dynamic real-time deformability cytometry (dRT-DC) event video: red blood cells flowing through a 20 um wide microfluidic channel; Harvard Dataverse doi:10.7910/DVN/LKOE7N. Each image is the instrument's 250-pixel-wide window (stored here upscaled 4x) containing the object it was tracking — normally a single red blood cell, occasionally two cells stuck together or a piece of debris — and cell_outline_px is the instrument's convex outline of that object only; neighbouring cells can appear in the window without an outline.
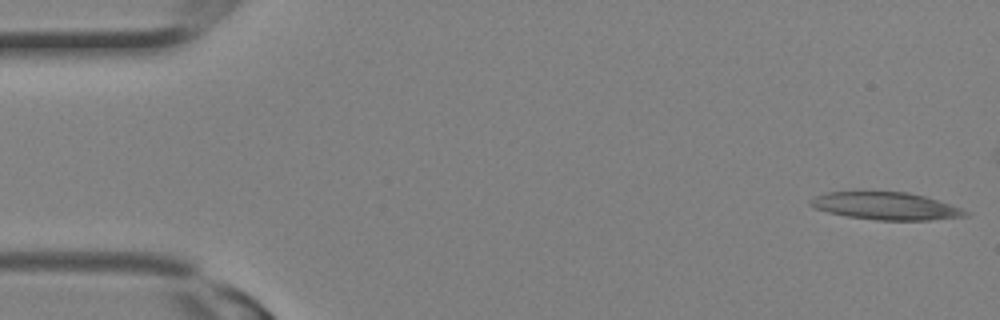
{"species": "Egyptian fruit bat (a non-hibernating species)", "species_latin": "Rousettus aegyptiacus", "temperature_condition": "room temperature", "stored_images_in_passage": 14, "camera_frame_rate_fps": 3000, "um_per_image_px": 0.085, "animal": {"sex": "female"}, "frame": {"image": 1, "passage_image": 1, "time_ms": 0.0, "image_size_px": [1000, 320], "cell_outline_px": [[972, 212], [968, 216], [928, 220], [876, 220], [848, 216], [828, 212], [816, 208], [808, 204], [808, 200], [816, 196], [828, 192], [908, 192], [924, 196], [964, 208]], "centroid_in_image_um": [75.36, 17.51], "position_along_channel_um": 9.6, "area_um2": 24.8}}
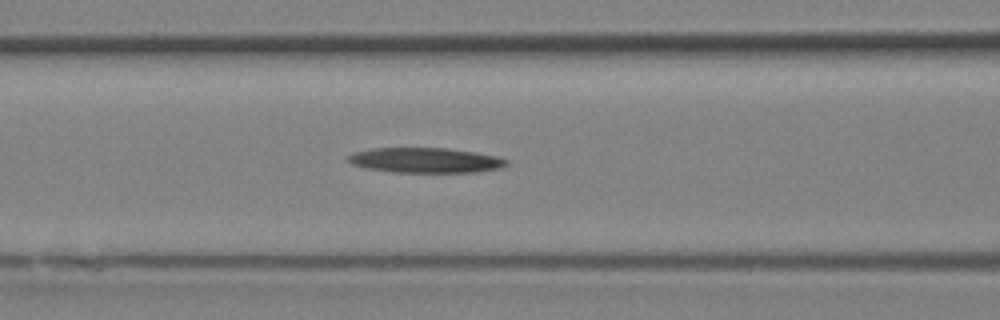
{"frame": {"image": 2, "passage_image": 12, "time_ms": 3.667, "image_size_px": [1000, 320], "cell_outline_px": [[508, 164], [500, 168], [476, 172], [392, 172], [368, 168], [352, 164], [344, 160], [352, 152], [372, 148], [448, 148], [476, 152], [496, 156], [508, 160]], "centroid_in_image_um": [36.13, 13.61], "position_along_channel_um": 130.5, "area_um2": 23.24}}
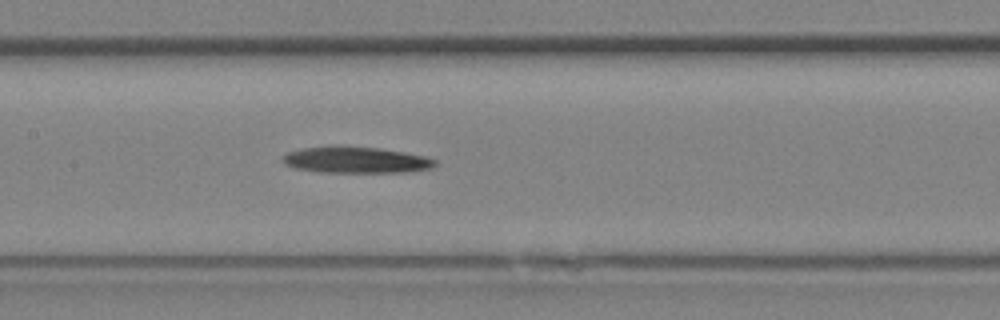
{"frame": {"image": 3, "passage_image": 14, "time_ms": 4.333, "image_size_px": [1000, 320], "cell_outline_px": [[436, 164], [432, 168], [404, 172], [320, 172], [292, 168], [284, 164], [280, 160], [288, 152], [300, 148], [336, 144], [344, 144], [380, 148], [428, 156], [436, 160]], "centroid_in_image_um": [30.2, 13.56], "position_along_channel_um": 177.2, "area_um2": 24.1}}